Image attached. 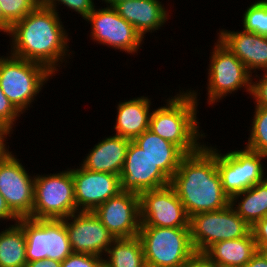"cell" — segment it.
Here are the masks:
<instances>
[{"label": "cell", "instance_id": "cell-1", "mask_svg": "<svg viewBox=\"0 0 267 267\" xmlns=\"http://www.w3.org/2000/svg\"><path fill=\"white\" fill-rule=\"evenodd\" d=\"M61 20L55 10L39 5L11 27L8 53L41 64L55 75L73 53L68 49L71 39Z\"/></svg>", "mask_w": 267, "mask_h": 267}, {"label": "cell", "instance_id": "cell-2", "mask_svg": "<svg viewBox=\"0 0 267 267\" xmlns=\"http://www.w3.org/2000/svg\"><path fill=\"white\" fill-rule=\"evenodd\" d=\"M216 145L206 143L195 153L186 154L170 179L185 211L191 216L217 211L230 205L216 167Z\"/></svg>", "mask_w": 267, "mask_h": 267}, {"label": "cell", "instance_id": "cell-3", "mask_svg": "<svg viewBox=\"0 0 267 267\" xmlns=\"http://www.w3.org/2000/svg\"><path fill=\"white\" fill-rule=\"evenodd\" d=\"M198 94L196 89H179L175 96L165 99L164 106L153 109L150 117L149 130L172 142L185 154L195 153L205 144L206 135L197 121Z\"/></svg>", "mask_w": 267, "mask_h": 267}, {"label": "cell", "instance_id": "cell-4", "mask_svg": "<svg viewBox=\"0 0 267 267\" xmlns=\"http://www.w3.org/2000/svg\"><path fill=\"white\" fill-rule=\"evenodd\" d=\"M6 54L0 55V87L12 105L24 115L55 75L41 64Z\"/></svg>", "mask_w": 267, "mask_h": 267}, {"label": "cell", "instance_id": "cell-5", "mask_svg": "<svg viewBox=\"0 0 267 267\" xmlns=\"http://www.w3.org/2000/svg\"><path fill=\"white\" fill-rule=\"evenodd\" d=\"M146 267H186L196 252L190 227L140 226L138 233Z\"/></svg>", "mask_w": 267, "mask_h": 267}, {"label": "cell", "instance_id": "cell-6", "mask_svg": "<svg viewBox=\"0 0 267 267\" xmlns=\"http://www.w3.org/2000/svg\"><path fill=\"white\" fill-rule=\"evenodd\" d=\"M76 212L72 168L35 175L31 219H64Z\"/></svg>", "mask_w": 267, "mask_h": 267}, {"label": "cell", "instance_id": "cell-7", "mask_svg": "<svg viewBox=\"0 0 267 267\" xmlns=\"http://www.w3.org/2000/svg\"><path fill=\"white\" fill-rule=\"evenodd\" d=\"M214 44L207 68V104L213 106L242 88L251 95L253 75L218 39Z\"/></svg>", "mask_w": 267, "mask_h": 267}, {"label": "cell", "instance_id": "cell-8", "mask_svg": "<svg viewBox=\"0 0 267 267\" xmlns=\"http://www.w3.org/2000/svg\"><path fill=\"white\" fill-rule=\"evenodd\" d=\"M26 236V260L63 262L73 253L64 219L19 218Z\"/></svg>", "mask_w": 267, "mask_h": 267}, {"label": "cell", "instance_id": "cell-9", "mask_svg": "<svg viewBox=\"0 0 267 267\" xmlns=\"http://www.w3.org/2000/svg\"><path fill=\"white\" fill-rule=\"evenodd\" d=\"M189 227L196 252H205L216 242L239 239L251 232V226L237 214L231 204L217 211L191 216Z\"/></svg>", "mask_w": 267, "mask_h": 267}, {"label": "cell", "instance_id": "cell-10", "mask_svg": "<svg viewBox=\"0 0 267 267\" xmlns=\"http://www.w3.org/2000/svg\"><path fill=\"white\" fill-rule=\"evenodd\" d=\"M267 155L260 154L244 147L221 153L216 148V167L221 178L224 192L230 199L267 178L262 160Z\"/></svg>", "mask_w": 267, "mask_h": 267}, {"label": "cell", "instance_id": "cell-11", "mask_svg": "<svg viewBox=\"0 0 267 267\" xmlns=\"http://www.w3.org/2000/svg\"><path fill=\"white\" fill-rule=\"evenodd\" d=\"M84 20L91 24L89 37L97 44L135 55L144 43L142 35L113 7H95Z\"/></svg>", "mask_w": 267, "mask_h": 267}, {"label": "cell", "instance_id": "cell-12", "mask_svg": "<svg viewBox=\"0 0 267 267\" xmlns=\"http://www.w3.org/2000/svg\"><path fill=\"white\" fill-rule=\"evenodd\" d=\"M35 175L26 171L10 152L0 161V193L18 218H30L34 205Z\"/></svg>", "mask_w": 267, "mask_h": 267}, {"label": "cell", "instance_id": "cell-13", "mask_svg": "<svg viewBox=\"0 0 267 267\" xmlns=\"http://www.w3.org/2000/svg\"><path fill=\"white\" fill-rule=\"evenodd\" d=\"M139 198L141 226L189 227L190 218L170 185L147 190Z\"/></svg>", "mask_w": 267, "mask_h": 267}, {"label": "cell", "instance_id": "cell-14", "mask_svg": "<svg viewBox=\"0 0 267 267\" xmlns=\"http://www.w3.org/2000/svg\"><path fill=\"white\" fill-rule=\"evenodd\" d=\"M73 253L104 257L115 237L93 211H78L64 218Z\"/></svg>", "mask_w": 267, "mask_h": 267}, {"label": "cell", "instance_id": "cell-15", "mask_svg": "<svg viewBox=\"0 0 267 267\" xmlns=\"http://www.w3.org/2000/svg\"><path fill=\"white\" fill-rule=\"evenodd\" d=\"M93 212L115 239L138 236L141 226L138 194L120 191Z\"/></svg>", "mask_w": 267, "mask_h": 267}, {"label": "cell", "instance_id": "cell-16", "mask_svg": "<svg viewBox=\"0 0 267 267\" xmlns=\"http://www.w3.org/2000/svg\"><path fill=\"white\" fill-rule=\"evenodd\" d=\"M120 182L121 191L138 195L170 185V179L133 140L127 148Z\"/></svg>", "mask_w": 267, "mask_h": 267}, {"label": "cell", "instance_id": "cell-17", "mask_svg": "<svg viewBox=\"0 0 267 267\" xmlns=\"http://www.w3.org/2000/svg\"><path fill=\"white\" fill-rule=\"evenodd\" d=\"M72 177L78 211H94L121 191L119 175L94 172L79 165L72 169Z\"/></svg>", "mask_w": 267, "mask_h": 267}, {"label": "cell", "instance_id": "cell-18", "mask_svg": "<svg viewBox=\"0 0 267 267\" xmlns=\"http://www.w3.org/2000/svg\"><path fill=\"white\" fill-rule=\"evenodd\" d=\"M218 40L253 73L267 71V37L247 31L219 29ZM258 70V71H257Z\"/></svg>", "mask_w": 267, "mask_h": 267}, {"label": "cell", "instance_id": "cell-19", "mask_svg": "<svg viewBox=\"0 0 267 267\" xmlns=\"http://www.w3.org/2000/svg\"><path fill=\"white\" fill-rule=\"evenodd\" d=\"M117 13L145 39L146 33H153L165 26L169 10L160 0H126L113 7ZM168 10V11H167Z\"/></svg>", "mask_w": 267, "mask_h": 267}, {"label": "cell", "instance_id": "cell-20", "mask_svg": "<svg viewBox=\"0 0 267 267\" xmlns=\"http://www.w3.org/2000/svg\"><path fill=\"white\" fill-rule=\"evenodd\" d=\"M129 143V139L116 134L103 138L90 149L80 166L90 171L120 176Z\"/></svg>", "mask_w": 267, "mask_h": 267}, {"label": "cell", "instance_id": "cell-21", "mask_svg": "<svg viewBox=\"0 0 267 267\" xmlns=\"http://www.w3.org/2000/svg\"><path fill=\"white\" fill-rule=\"evenodd\" d=\"M151 98L148 96L135 97L119 101L117 105L116 122L113 129L116 135L134 140L144 131L149 129Z\"/></svg>", "mask_w": 267, "mask_h": 267}, {"label": "cell", "instance_id": "cell-22", "mask_svg": "<svg viewBox=\"0 0 267 267\" xmlns=\"http://www.w3.org/2000/svg\"><path fill=\"white\" fill-rule=\"evenodd\" d=\"M155 163V165L171 179L177 171L180 161L186 155L172 142L162 139L149 129L133 140Z\"/></svg>", "mask_w": 267, "mask_h": 267}, {"label": "cell", "instance_id": "cell-23", "mask_svg": "<svg viewBox=\"0 0 267 267\" xmlns=\"http://www.w3.org/2000/svg\"><path fill=\"white\" fill-rule=\"evenodd\" d=\"M258 249L252 232L239 239L214 243L205 253L220 267H244Z\"/></svg>", "mask_w": 267, "mask_h": 267}, {"label": "cell", "instance_id": "cell-24", "mask_svg": "<svg viewBox=\"0 0 267 267\" xmlns=\"http://www.w3.org/2000/svg\"><path fill=\"white\" fill-rule=\"evenodd\" d=\"M230 202L237 214L252 227L267 215V178L234 195Z\"/></svg>", "mask_w": 267, "mask_h": 267}, {"label": "cell", "instance_id": "cell-25", "mask_svg": "<svg viewBox=\"0 0 267 267\" xmlns=\"http://www.w3.org/2000/svg\"><path fill=\"white\" fill-rule=\"evenodd\" d=\"M103 267H146L140 238L115 239L103 257Z\"/></svg>", "mask_w": 267, "mask_h": 267}, {"label": "cell", "instance_id": "cell-26", "mask_svg": "<svg viewBox=\"0 0 267 267\" xmlns=\"http://www.w3.org/2000/svg\"><path fill=\"white\" fill-rule=\"evenodd\" d=\"M0 231V267H26V236L17 222Z\"/></svg>", "mask_w": 267, "mask_h": 267}, {"label": "cell", "instance_id": "cell-27", "mask_svg": "<svg viewBox=\"0 0 267 267\" xmlns=\"http://www.w3.org/2000/svg\"><path fill=\"white\" fill-rule=\"evenodd\" d=\"M255 114L249 129L247 149L267 155V108L255 105ZM251 130V131H250Z\"/></svg>", "mask_w": 267, "mask_h": 267}, {"label": "cell", "instance_id": "cell-28", "mask_svg": "<svg viewBox=\"0 0 267 267\" xmlns=\"http://www.w3.org/2000/svg\"><path fill=\"white\" fill-rule=\"evenodd\" d=\"M242 19L244 31L267 37V0H257L251 3Z\"/></svg>", "mask_w": 267, "mask_h": 267}, {"label": "cell", "instance_id": "cell-29", "mask_svg": "<svg viewBox=\"0 0 267 267\" xmlns=\"http://www.w3.org/2000/svg\"><path fill=\"white\" fill-rule=\"evenodd\" d=\"M38 6L35 0H0L2 17L11 27Z\"/></svg>", "mask_w": 267, "mask_h": 267}, {"label": "cell", "instance_id": "cell-30", "mask_svg": "<svg viewBox=\"0 0 267 267\" xmlns=\"http://www.w3.org/2000/svg\"><path fill=\"white\" fill-rule=\"evenodd\" d=\"M59 5H64L72 12H77L82 16V19H85L97 7L94 4V0H49L44 6L59 13L57 9Z\"/></svg>", "mask_w": 267, "mask_h": 267}, {"label": "cell", "instance_id": "cell-31", "mask_svg": "<svg viewBox=\"0 0 267 267\" xmlns=\"http://www.w3.org/2000/svg\"><path fill=\"white\" fill-rule=\"evenodd\" d=\"M20 116L21 113L12 105L0 87V125L13 132V128H15L17 122L16 120Z\"/></svg>", "mask_w": 267, "mask_h": 267}, {"label": "cell", "instance_id": "cell-32", "mask_svg": "<svg viewBox=\"0 0 267 267\" xmlns=\"http://www.w3.org/2000/svg\"><path fill=\"white\" fill-rule=\"evenodd\" d=\"M61 267H103V258L87 253H72L61 262Z\"/></svg>", "mask_w": 267, "mask_h": 267}, {"label": "cell", "instance_id": "cell-33", "mask_svg": "<svg viewBox=\"0 0 267 267\" xmlns=\"http://www.w3.org/2000/svg\"><path fill=\"white\" fill-rule=\"evenodd\" d=\"M260 74L256 73V75L254 74V76H252V80L256 79L257 81H252V90L250 96L253 97V100H255L254 103L256 106L267 108V71H264Z\"/></svg>", "mask_w": 267, "mask_h": 267}, {"label": "cell", "instance_id": "cell-34", "mask_svg": "<svg viewBox=\"0 0 267 267\" xmlns=\"http://www.w3.org/2000/svg\"><path fill=\"white\" fill-rule=\"evenodd\" d=\"M251 232L257 249L267 248V215L251 227Z\"/></svg>", "mask_w": 267, "mask_h": 267}, {"label": "cell", "instance_id": "cell-35", "mask_svg": "<svg viewBox=\"0 0 267 267\" xmlns=\"http://www.w3.org/2000/svg\"><path fill=\"white\" fill-rule=\"evenodd\" d=\"M186 267H220L205 252H195Z\"/></svg>", "mask_w": 267, "mask_h": 267}, {"label": "cell", "instance_id": "cell-36", "mask_svg": "<svg viewBox=\"0 0 267 267\" xmlns=\"http://www.w3.org/2000/svg\"><path fill=\"white\" fill-rule=\"evenodd\" d=\"M11 134H13V132L0 125V161L3 160L11 152L9 150V145L7 146L8 142H6L8 141L6 140L8 139L7 137H11Z\"/></svg>", "mask_w": 267, "mask_h": 267}, {"label": "cell", "instance_id": "cell-37", "mask_svg": "<svg viewBox=\"0 0 267 267\" xmlns=\"http://www.w3.org/2000/svg\"><path fill=\"white\" fill-rule=\"evenodd\" d=\"M0 220L2 221H14L17 223L19 221V218L10 210L8 207L5 198L0 193Z\"/></svg>", "mask_w": 267, "mask_h": 267}, {"label": "cell", "instance_id": "cell-38", "mask_svg": "<svg viewBox=\"0 0 267 267\" xmlns=\"http://www.w3.org/2000/svg\"><path fill=\"white\" fill-rule=\"evenodd\" d=\"M26 267H61V262L52 259L27 262Z\"/></svg>", "mask_w": 267, "mask_h": 267}, {"label": "cell", "instance_id": "cell-39", "mask_svg": "<svg viewBox=\"0 0 267 267\" xmlns=\"http://www.w3.org/2000/svg\"><path fill=\"white\" fill-rule=\"evenodd\" d=\"M244 267H267V259L260 251H257Z\"/></svg>", "mask_w": 267, "mask_h": 267}, {"label": "cell", "instance_id": "cell-40", "mask_svg": "<svg viewBox=\"0 0 267 267\" xmlns=\"http://www.w3.org/2000/svg\"><path fill=\"white\" fill-rule=\"evenodd\" d=\"M11 29V26L4 20L2 17V13L0 10V32L2 31L3 34L6 33L7 35L9 34Z\"/></svg>", "mask_w": 267, "mask_h": 267}, {"label": "cell", "instance_id": "cell-41", "mask_svg": "<svg viewBox=\"0 0 267 267\" xmlns=\"http://www.w3.org/2000/svg\"><path fill=\"white\" fill-rule=\"evenodd\" d=\"M101 1H102V4L104 2V4H106V6L108 7H114L116 4L126 1V0H101Z\"/></svg>", "mask_w": 267, "mask_h": 267}, {"label": "cell", "instance_id": "cell-42", "mask_svg": "<svg viewBox=\"0 0 267 267\" xmlns=\"http://www.w3.org/2000/svg\"><path fill=\"white\" fill-rule=\"evenodd\" d=\"M38 5H45L49 0H35Z\"/></svg>", "mask_w": 267, "mask_h": 267}, {"label": "cell", "instance_id": "cell-43", "mask_svg": "<svg viewBox=\"0 0 267 267\" xmlns=\"http://www.w3.org/2000/svg\"><path fill=\"white\" fill-rule=\"evenodd\" d=\"M258 251H260L265 256V258L267 259V248L258 249Z\"/></svg>", "mask_w": 267, "mask_h": 267}]
</instances>
